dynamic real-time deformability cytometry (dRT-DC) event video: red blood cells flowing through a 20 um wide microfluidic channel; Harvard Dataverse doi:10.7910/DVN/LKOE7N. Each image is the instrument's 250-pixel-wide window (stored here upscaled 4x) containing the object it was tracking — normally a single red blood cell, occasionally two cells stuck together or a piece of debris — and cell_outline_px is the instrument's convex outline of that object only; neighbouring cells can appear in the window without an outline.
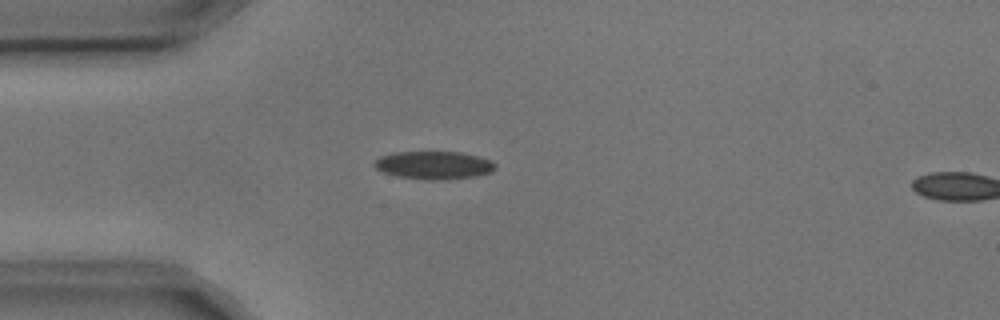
{"species": "common noctule bat (a hibernating species)", "species_latin": "Nyctalus noctula", "temperature_condition": "cold", "stored_images_in_passage": 4, "segment_of_instrument_passage": [1, 2], "camera_frame_rate_fps": 3000, "um_per_image_px": 0.085, "animal": {"sex": "male", "body_mass_g": 17.9, "forearm_length_mm": 54.2}, "frame": {"image": 1, "passage_image": 3, "time_ms": 0.667, "image_size_px": [1000, 320], "cell_outline_px": [[496, 168], [492, 172], [476, 176], [444, 180], [428, 180], [396, 176], [384, 172], [376, 168], [372, 164], [380, 156], [392, 152], [460, 152], [492, 160], [496, 164]], "centroid_in_image_um": [36.89, 14.04], "position_along_channel_um": 48.1, "area_um2": 19.83}}